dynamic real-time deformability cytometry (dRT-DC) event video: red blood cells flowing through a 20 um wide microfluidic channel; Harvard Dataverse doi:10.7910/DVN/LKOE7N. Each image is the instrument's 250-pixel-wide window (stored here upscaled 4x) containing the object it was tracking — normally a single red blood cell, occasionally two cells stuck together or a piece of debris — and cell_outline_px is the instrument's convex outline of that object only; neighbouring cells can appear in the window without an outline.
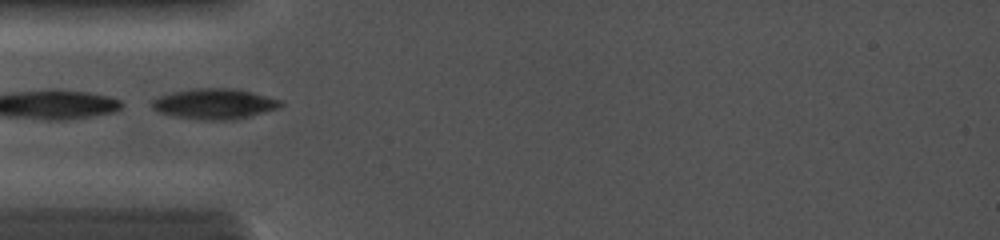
{"species": "common noctule bat (a hibernating species)", "species_latin": "Nyctalus noctula", "temperature_condition": "cold", "stored_images_in_passage": 47, "camera_frame_rate_fps": 5000, "um_per_image_px": 0.085, "animal": {"sex": "female", "body_mass_g": 19.0, "forearm_length_mm": 56.7}, "frame": {"image": 1, "passage_image": 1, "time_ms": 0.0, "image_size_px": [1000, 240], "cell_outline_px": [[284, 104], [276, 108], [248, 116], [232, 120], [204, 120], [176, 116], [160, 112], [152, 108], [152, 100], [160, 96], [172, 92], [196, 88], [236, 88], [284, 100]], "centroid_in_image_um": [18.25, 8.81], "position_along_channel_um": 66.7, "area_um2": 22.66}}
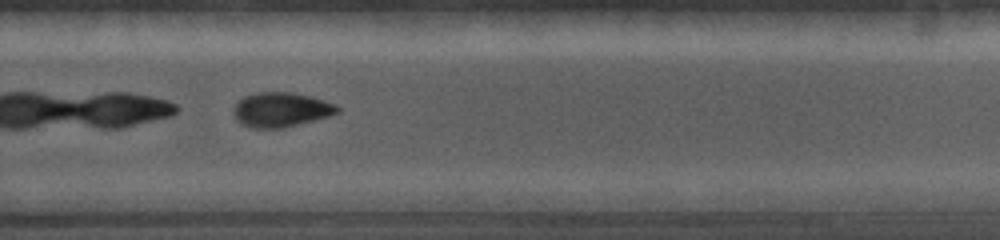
{"frame": {"image": 2, "passage_image": 33, "time_ms": 5.4, "image_size_px": [1000, 240], "cell_outline_px": [[340, 112], [328, 116], [284, 128], [252, 128], [236, 120], [232, 112], [236, 104], [244, 96], [256, 92], [292, 92], [312, 96], [336, 104], [340, 108]], "centroid_in_image_um": [23.9, 9.31], "position_along_channel_um": 305.9, "area_um2": 20.98}}